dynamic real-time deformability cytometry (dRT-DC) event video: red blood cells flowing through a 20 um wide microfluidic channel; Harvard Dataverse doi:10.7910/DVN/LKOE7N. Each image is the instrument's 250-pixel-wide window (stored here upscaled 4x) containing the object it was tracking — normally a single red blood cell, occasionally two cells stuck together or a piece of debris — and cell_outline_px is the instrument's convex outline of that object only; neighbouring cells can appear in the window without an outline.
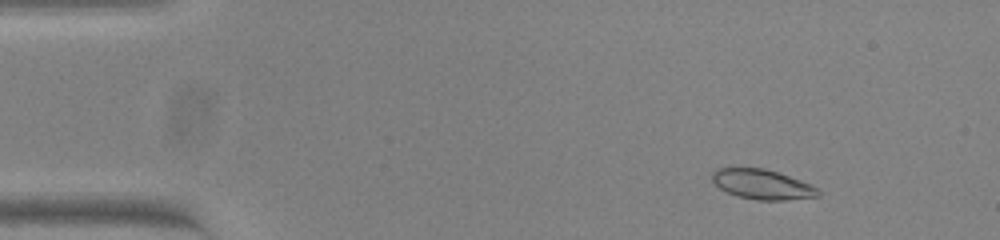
{"species": "common noctule bat (a hibernating species)", "species_latin": "Nyctalus noctula", "temperature_condition": "warm", "stored_images_in_passage": 40, "camera_frame_rate_fps": 3000, "um_per_image_px": 0.085, "animal": {"sex": "female", "body_mass_g": 23.0, "forearm_length_mm": 53.4}, "frame": {"image": 1, "passage_image": 6, "time_ms": 1.667, "image_size_px": [1000, 240], "cell_outline_px": [[820, 196], [784, 200], [756, 200], [736, 196], [720, 188], [712, 180], [712, 172], [716, 168], [728, 164], [764, 168], [800, 180], [816, 188], [820, 192]], "centroid_in_image_um": [64.68, 15.62], "position_along_channel_um": 20.3, "area_um2": 18.9}}
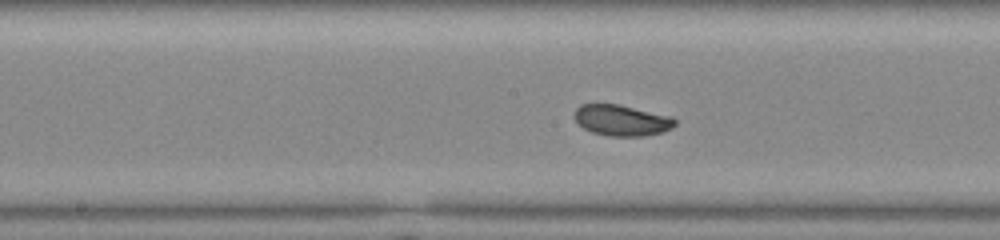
{"frame": {"image": 2, "passage_image": 27, "time_ms": 8.667, "image_size_px": [1000, 240], "cell_outline_px": [[676, 124], [672, 128], [664, 132], [644, 136], [608, 136], [592, 132], [584, 128], [572, 116], [576, 108], [580, 104], [620, 104], [672, 116], [676, 120]], "centroid_in_image_um": [52.86, 10.22], "position_along_channel_um": 195.3, "area_um2": 18.38}}
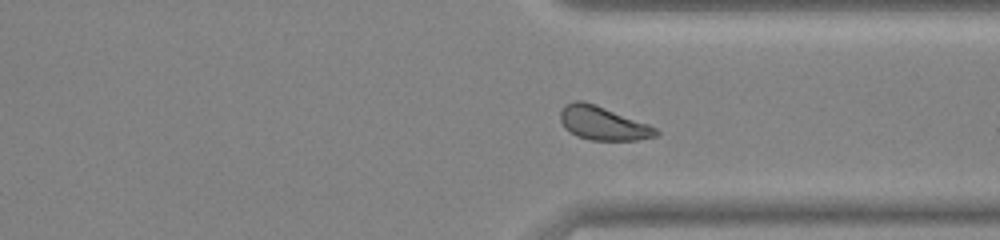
{"frame": {"image": 3, "passage_image": 40, "time_ms": 13.0, "image_size_px": [1000, 240], "cell_outline_px": [[660, 136], [636, 140], [592, 140], [576, 136], [568, 132], [564, 128], [560, 120], [560, 112], [564, 104], [572, 100], [584, 100], [596, 104], [648, 124], [656, 128], [660, 132]], "centroid_in_image_um": [51.22, 10.47], "position_along_channel_um": 360.2, "area_um2": 19.07}}